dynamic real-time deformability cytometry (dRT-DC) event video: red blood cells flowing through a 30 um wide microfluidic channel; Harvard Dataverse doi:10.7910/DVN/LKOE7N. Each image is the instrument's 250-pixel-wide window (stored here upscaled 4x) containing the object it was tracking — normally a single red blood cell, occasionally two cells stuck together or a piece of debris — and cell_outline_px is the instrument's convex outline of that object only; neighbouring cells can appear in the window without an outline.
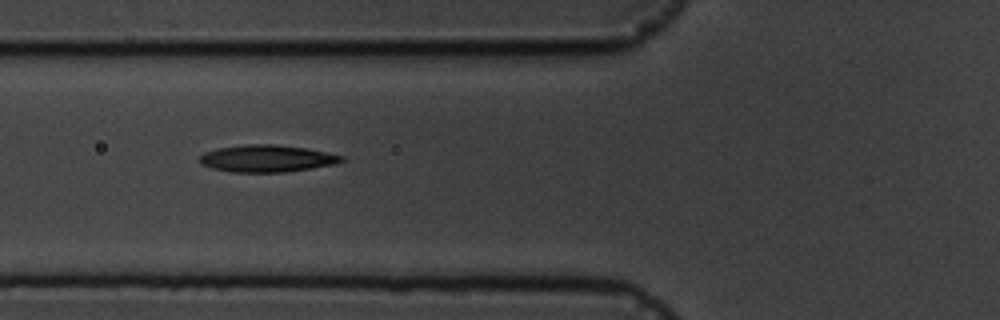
{"species": "common noctule bat (a hibernating species)", "species_latin": "Nyctalus noctula", "temperature_condition": "cold", "stored_images_in_passage": 6, "camera_frame_rate_fps": 3000, "um_per_image_px": 0.085, "animal": {"sex": "male", "body_mass_g": 19.5, "forearm_length_mm": 54.6}, "frame": {"image": 1, "passage_image": 5, "time_ms": 6.667, "image_size_px": [1000, 320], "cell_outline_px": [[344, 160], [336, 164], [312, 168], [284, 172], [232, 172], [212, 168], [200, 164], [200, 156], [204, 152], [216, 148], [244, 144], [276, 144], [308, 148], [344, 156]], "centroid_in_image_um": [22.68, 13.46], "position_along_channel_um": 103.1, "area_um2": 22.54}}
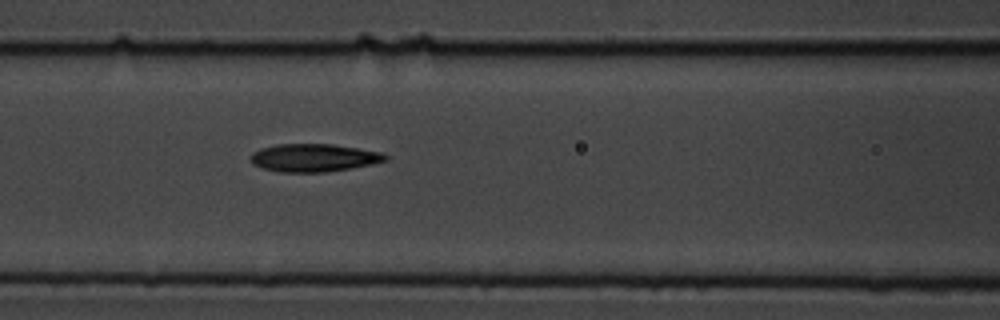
{"frame": {"image": 2, "passage_image": 6, "time_ms": 7.667, "image_size_px": [1000, 320], "cell_outline_px": [[388, 160], [372, 164], [352, 168], [324, 172], [280, 172], [264, 168], [252, 164], [252, 152], [260, 148], [276, 144], [332, 144], [380, 152], [388, 156]], "centroid_in_image_um": [26.67, 13.41], "position_along_channel_um": 139.9, "area_um2": 21.79}}